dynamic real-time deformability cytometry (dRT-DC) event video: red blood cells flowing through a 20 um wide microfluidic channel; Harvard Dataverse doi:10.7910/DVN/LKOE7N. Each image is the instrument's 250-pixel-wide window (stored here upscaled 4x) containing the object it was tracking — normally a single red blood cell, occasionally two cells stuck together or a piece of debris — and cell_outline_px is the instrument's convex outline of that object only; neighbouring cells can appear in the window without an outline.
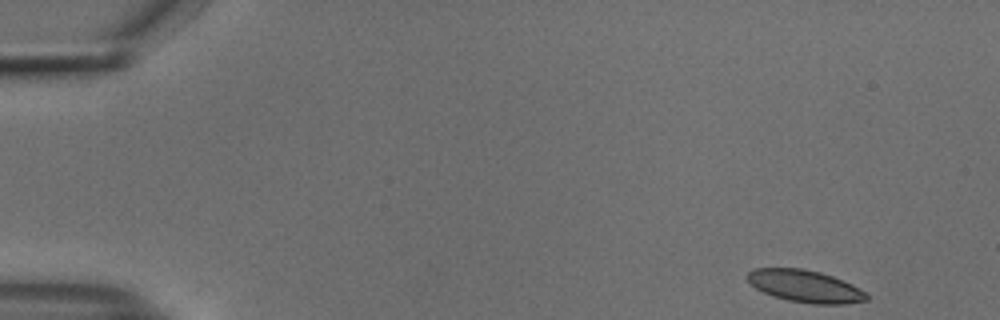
{"species": "common noctule bat (a hibernating species)", "species_latin": "Nyctalus noctula", "temperature_condition": "cold", "stored_images_in_passage": 50, "camera_frame_rate_fps": 3000, "um_per_image_px": 0.085, "animal": {"sex": "male", "body_mass_g": 18.8}, "frame": {"image": 1, "passage_image": 1, "time_ms": 0.0, "image_size_px": [1000, 320], "cell_outline_px": [[868, 300], [844, 304], [812, 304], [788, 300], [772, 296], [756, 288], [744, 276], [752, 268], [804, 268], [820, 272], [832, 276], [852, 284], [864, 292], [868, 296]], "centroid_in_image_um": [68.4, 24.32], "position_along_channel_um": 16.6, "area_um2": 22.37}}
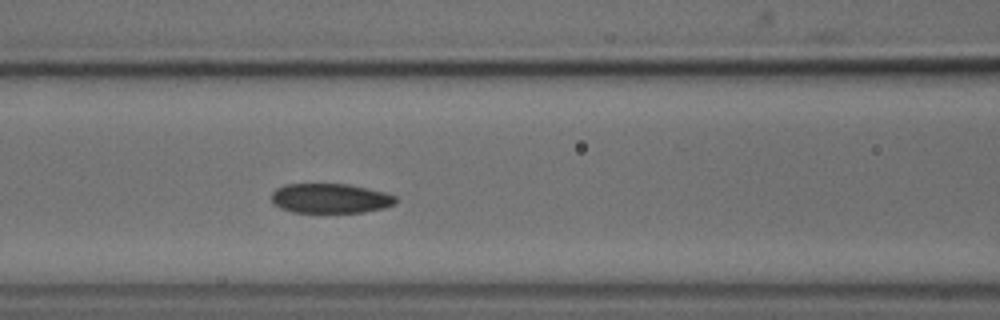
{"frame": {"image": 2, "passage_image": 20, "time_ms": 6.333, "image_size_px": [1000, 320], "cell_outline_px": [[400, 200], [396, 204], [384, 208], [360, 212], [292, 212], [280, 208], [272, 200], [272, 192], [276, 188], [284, 184], [348, 184], [368, 188], [384, 192], [396, 196]], "centroid_in_image_um": [28.11, 16.85], "position_along_channel_um": 138.5, "area_um2": 21.56}}
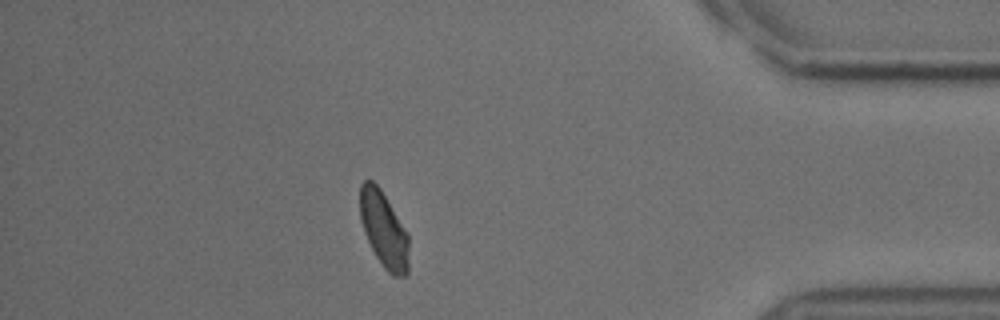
{"frame": {"image": 3, "passage_image": 44, "time_ms": 14.333, "image_size_px": [1000, 320], "cell_outline_px": [[408, 272], [404, 276], [392, 276], [384, 268], [376, 256], [364, 232], [360, 220], [360, 184], [364, 180], [372, 180], [380, 188], [408, 236]], "centroid_in_image_um": [32.6, 19.52], "position_along_channel_um": 402.6, "area_um2": 21.21}, "authors_computed_cell_mechanics": {"area_um2": 22.2819, "velocity_mm_per_s": 3.7474, "shape_relaxation_time_tau1_ms": 2.9898, "shape_relaxation_time_tau2_ms": 5.1903, "deformation_change_tau1": 0.0842, "deformation_change_tau2": 0.0727}}